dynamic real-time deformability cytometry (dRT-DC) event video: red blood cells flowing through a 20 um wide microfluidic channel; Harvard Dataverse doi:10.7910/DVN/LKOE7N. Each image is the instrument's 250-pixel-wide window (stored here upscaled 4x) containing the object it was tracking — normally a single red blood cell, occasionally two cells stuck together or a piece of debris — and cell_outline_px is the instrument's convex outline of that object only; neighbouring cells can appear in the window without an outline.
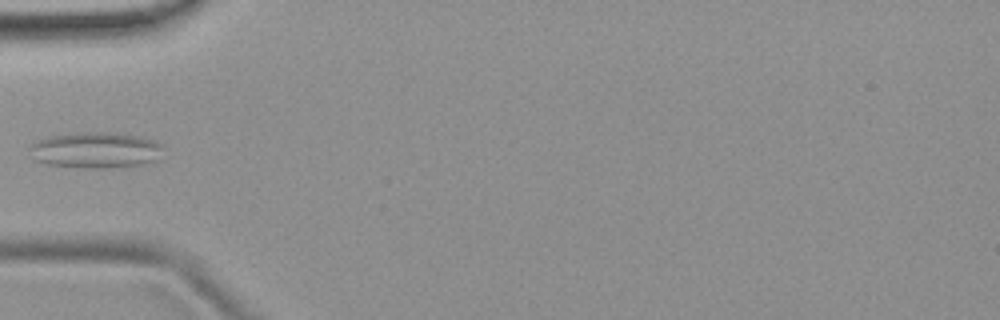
{"species": "common noctule bat (a hibernating species)", "species_latin": "Nyctalus noctula", "temperature_condition": "room temperature", "stored_images_in_passage": 3, "camera_frame_rate_fps": 3000, "um_per_image_px": 0.085, "animal": {"sex": "female", "body_mass_g": 19.9}, "frame": {"image": 1, "passage_image": 3, "time_ms": 3.667, "image_size_px": [1000, 320], "cell_outline_px": [[164, 148], [156, 160], [144, 164], [108, 168], [84, 168], [48, 164], [36, 160], [28, 148], [28, 144], [36, 140], [48, 136], [84, 132], [112, 132], [144, 136], [156, 140], [164, 144]], "centroid_in_image_um": [8.16, 12.74], "position_along_channel_um": 76.8, "area_um2": 28.5}}